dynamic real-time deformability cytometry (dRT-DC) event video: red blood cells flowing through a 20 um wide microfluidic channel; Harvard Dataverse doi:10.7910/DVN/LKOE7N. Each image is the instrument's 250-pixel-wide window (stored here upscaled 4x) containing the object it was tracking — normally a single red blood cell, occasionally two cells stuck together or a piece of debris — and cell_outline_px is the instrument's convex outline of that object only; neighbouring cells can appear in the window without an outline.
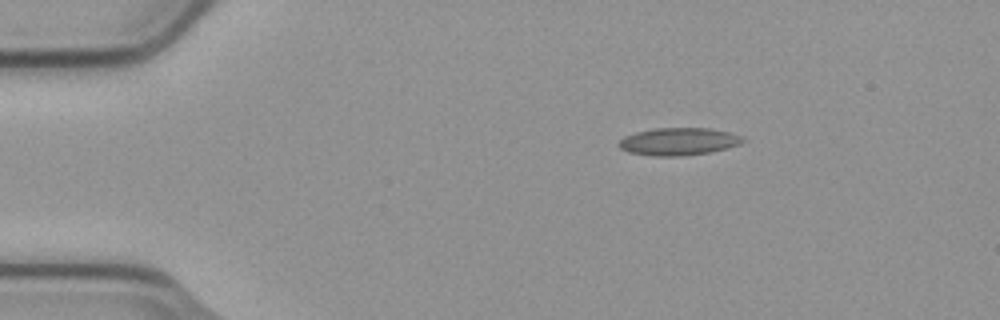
{"species": "common noctule bat (a hibernating species)", "species_latin": "Nyctalus noctula", "temperature_condition": "cold", "stored_images_in_passage": 46, "camera_frame_rate_fps": 3000, "um_per_image_px": 0.085, "animal": {"sex": "male", "body_mass_g": 23.1, "forearm_length_mm": 52.7}, "frame": {"image": 1, "passage_image": 1, "time_ms": 0.0, "image_size_px": [1000, 320], "cell_outline_px": [[748, 140], [740, 144], [728, 148], [708, 152], [680, 156], [652, 156], [628, 152], [620, 148], [616, 144], [624, 136], [636, 132], [652, 128], [708, 128], [728, 132], [744, 136]], "centroid_in_image_um": [57.68, 12.02], "position_along_channel_um": 27.3, "area_um2": 20.06}}
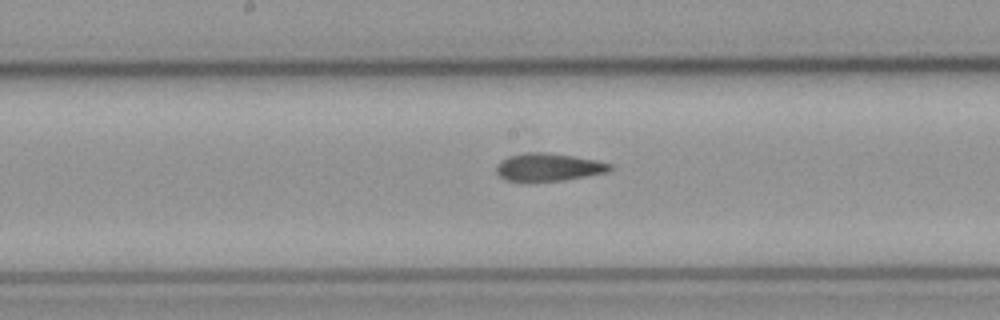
{"frame": {"image": 2, "passage_image": 20, "time_ms": 6.333, "image_size_px": [1000, 320], "cell_outline_px": [[616, 168], [608, 172], [564, 180], [520, 184], [504, 180], [496, 172], [496, 168], [508, 156], [528, 152], [544, 152], [572, 156], [596, 160], [612, 164]], "centroid_in_image_um": [46.62, 14.25], "position_along_channel_um": 201.6, "area_um2": 18.9}}
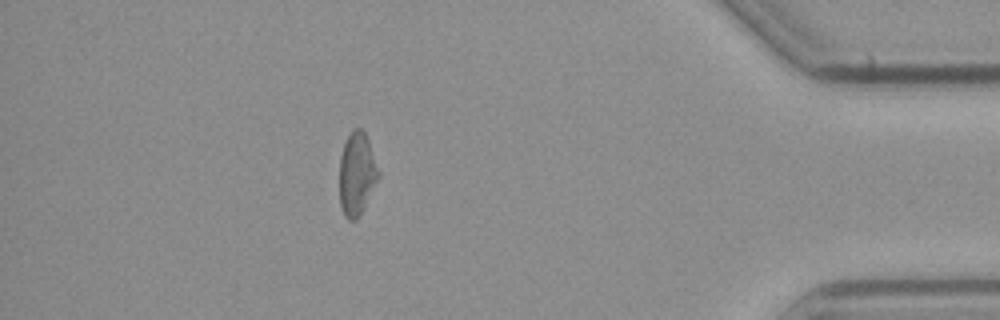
{"frame": {"image": 3, "passage_image": 40, "time_ms": 13.0, "image_size_px": [1000, 320], "cell_outline_px": [[380, 176], [356, 220], [348, 220], [344, 216], [340, 204], [340, 156], [344, 144], [352, 128], [360, 128], [364, 132], [368, 140], [380, 172]], "centroid_in_image_um": [30.32, 14.76], "position_along_channel_um": 404.9, "area_um2": 18.61}, "authors_computed_cell_mechanics": {"area_um2": 18.785, "velocity_mm_per_s": 3.7657, "shape_relaxation_time_tau1_ms": null, "shape_relaxation_time_tau2_ms": 3.3753, "deformation_change_tau1": null, "deformation_change_tau2": 0.1327}}